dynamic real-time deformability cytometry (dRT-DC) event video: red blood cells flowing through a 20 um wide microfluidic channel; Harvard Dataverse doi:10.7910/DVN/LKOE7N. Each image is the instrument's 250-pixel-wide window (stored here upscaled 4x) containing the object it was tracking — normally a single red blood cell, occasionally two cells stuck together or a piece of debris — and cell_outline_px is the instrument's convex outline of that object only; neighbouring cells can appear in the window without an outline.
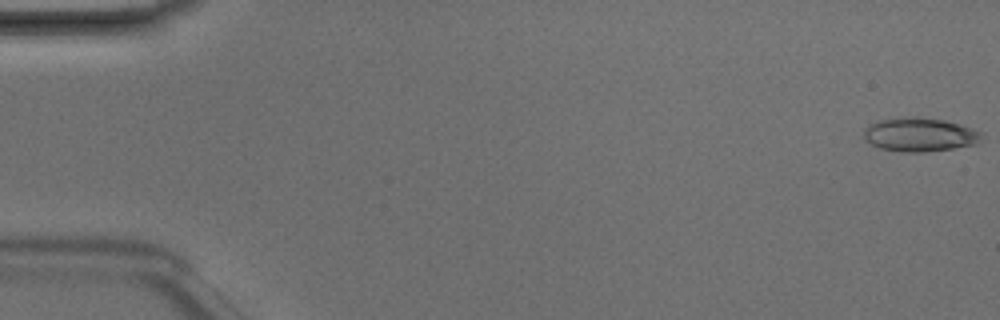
{"species": "Egyptian fruit bat (a non-hibernating species)", "species_latin": "Rousettus aegyptiacus", "temperature_condition": "room temperature", "stored_images_in_passage": 4, "camera_frame_rate_fps": 3000, "um_per_image_px": 0.085, "animal": {"sex": "male"}, "frame": {"image": 1, "passage_image": 1, "time_ms": 0.0, "image_size_px": [1000, 320], "cell_outline_px": [[984, 132], [976, 144], [952, 148], [924, 152], [900, 152], [880, 148], [864, 140], [864, 128], [880, 120], [904, 116], [916, 116], [944, 120], [960, 124]], "centroid_in_image_um": [78.17, 11.43], "position_along_channel_um": 6.8, "area_um2": 23.29}}
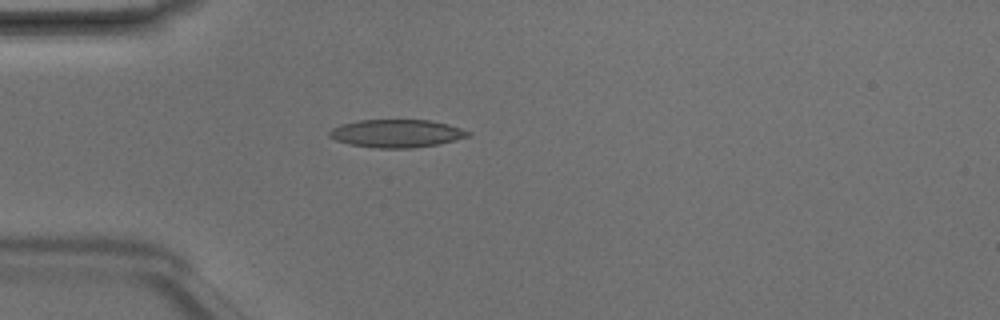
{"frame": {"image": 2, "passage_image": 4, "time_ms": 1.0, "image_size_px": [1000, 320], "cell_outline_px": [[472, 136], [456, 140], [436, 144], [412, 148], [376, 148], [348, 144], [336, 140], [328, 136], [328, 132], [332, 128], [340, 124], [360, 120], [432, 120], [448, 124], [472, 132]], "centroid_in_image_um": [33.72, 11.34], "position_along_channel_um": 51.3, "area_um2": 22.72}}